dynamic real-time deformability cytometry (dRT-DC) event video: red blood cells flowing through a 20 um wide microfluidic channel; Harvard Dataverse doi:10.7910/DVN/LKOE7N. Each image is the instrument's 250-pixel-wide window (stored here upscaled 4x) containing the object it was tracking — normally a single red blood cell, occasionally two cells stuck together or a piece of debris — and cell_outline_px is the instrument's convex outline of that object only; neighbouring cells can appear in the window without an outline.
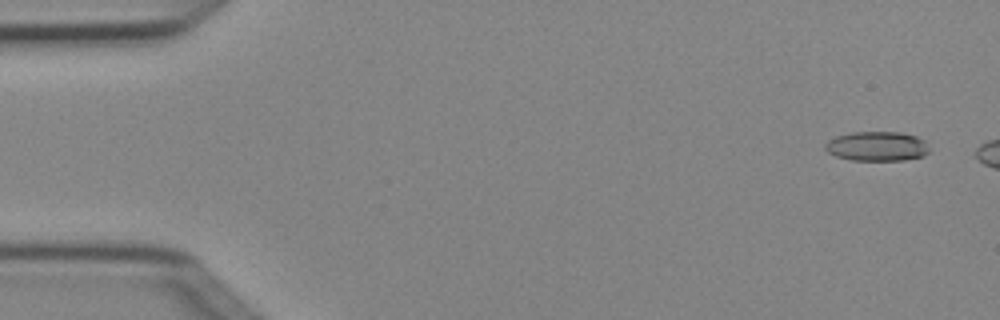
{"species": "Egyptian fruit bat (a non-hibernating species)", "species_latin": "Rousettus aegyptiacus", "temperature_condition": "cold", "stored_images_in_passage": 3, "camera_frame_rate_fps": 3000, "um_per_image_px": 0.085, "animal": {"sex": "female"}, "frame": {"image": 1, "passage_image": 1, "time_ms": 0.0, "image_size_px": [1000, 320], "cell_outline_px": [[928, 152], [924, 156], [904, 160], [852, 160], [836, 156], [828, 152], [824, 148], [824, 144], [828, 140], [836, 136], [852, 132], [900, 132], [916, 136], [924, 140], [928, 148]], "centroid_in_image_um": [74.53, 12.43], "position_along_channel_um": 10.5, "area_um2": 17.92}}